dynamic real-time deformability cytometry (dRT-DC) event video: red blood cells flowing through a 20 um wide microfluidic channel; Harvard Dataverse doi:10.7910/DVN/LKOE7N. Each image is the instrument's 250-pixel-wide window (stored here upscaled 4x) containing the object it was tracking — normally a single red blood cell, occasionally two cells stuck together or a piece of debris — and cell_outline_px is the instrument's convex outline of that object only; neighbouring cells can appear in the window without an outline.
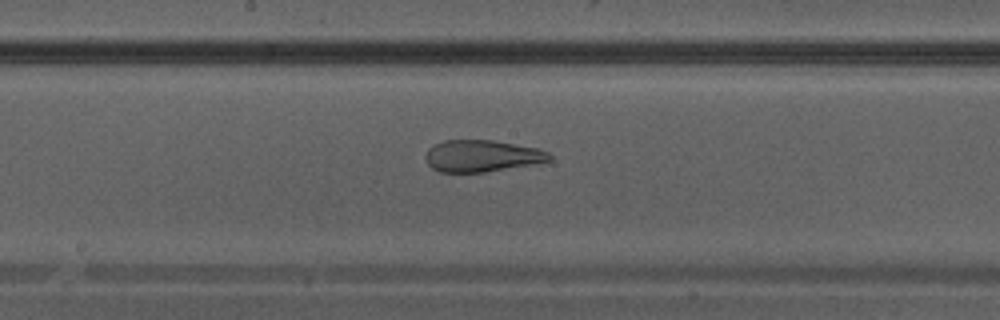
{"species": "Egyptian fruit bat (a non-hibernating species)", "species_latin": "Rousettus aegyptiacus", "temperature_condition": "warm", "stored_images_in_passage": 33, "camera_frame_rate_fps": 3000, "um_per_image_px": 0.085, "animal": {"sex": "male"}, "frame": {"image": 1, "passage_image": 15, "time_ms": 4.667, "image_size_px": [1000, 320], "cell_outline_px": [[552, 160], [484, 172], [440, 172], [432, 168], [428, 164], [424, 156], [428, 148], [444, 140], [492, 140], [536, 148], [548, 152], [552, 156]], "centroid_in_image_um": [40.91, 13.25], "position_along_channel_um": 207.3, "area_um2": 22.66}}
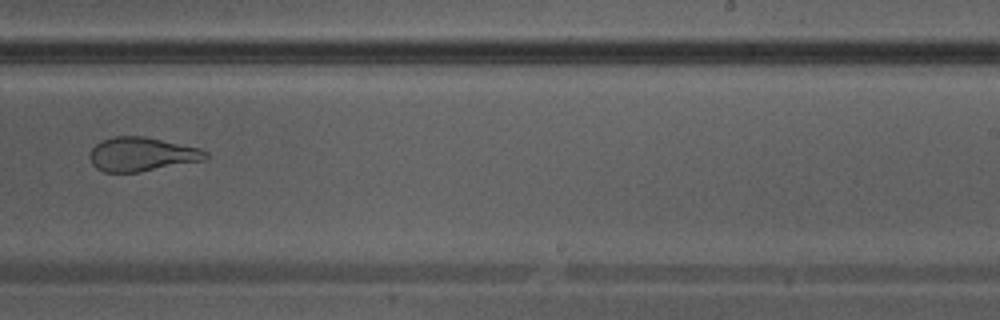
{"frame": {"image": 2, "passage_image": 19, "time_ms": 6.0, "image_size_px": [1000, 320], "cell_outline_px": [[208, 160], [140, 172], [104, 172], [96, 168], [92, 164], [88, 156], [92, 148], [96, 144], [112, 136], [144, 136], [200, 148], [208, 152]], "centroid_in_image_um": [12.08, 13.12], "position_along_channel_um": 276.9, "area_um2": 23.18}}